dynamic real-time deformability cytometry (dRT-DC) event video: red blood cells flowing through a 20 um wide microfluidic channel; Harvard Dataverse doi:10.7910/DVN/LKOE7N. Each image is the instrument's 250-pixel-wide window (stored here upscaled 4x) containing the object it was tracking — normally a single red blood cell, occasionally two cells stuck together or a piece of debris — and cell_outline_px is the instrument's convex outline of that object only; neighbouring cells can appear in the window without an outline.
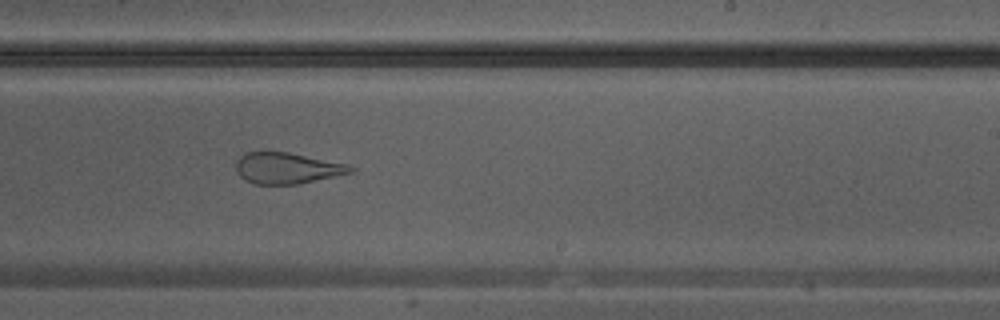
{"species": "Egyptian fruit bat (a non-hibernating species)", "species_latin": "Rousettus aegyptiacus", "temperature_condition": "warm", "stored_images_in_passage": 27, "camera_frame_rate_fps": 3000, "um_per_image_px": 0.085, "animal": {"sex": "male"}, "frame": {"image": 1, "passage_image": 16, "time_ms": 5.0, "image_size_px": [1000, 320], "cell_outline_px": [[356, 168], [352, 172], [296, 184], [252, 184], [244, 180], [236, 172], [236, 160], [244, 152], [288, 152], [348, 164]], "centroid_in_image_um": [24.35, 14.29], "position_along_channel_um": 264.7, "area_um2": 20.69}}